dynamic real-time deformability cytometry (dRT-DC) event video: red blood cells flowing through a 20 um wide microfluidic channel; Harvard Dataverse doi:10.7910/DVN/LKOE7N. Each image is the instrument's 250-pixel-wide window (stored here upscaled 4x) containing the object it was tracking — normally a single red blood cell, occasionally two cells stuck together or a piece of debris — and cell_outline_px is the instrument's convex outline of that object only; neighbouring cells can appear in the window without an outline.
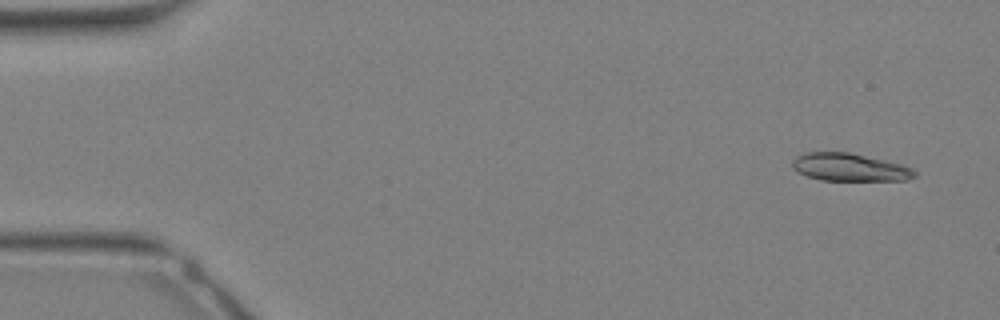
{"species": "Egyptian fruit bat (a non-hibernating species)", "species_latin": "Rousettus aegyptiacus", "temperature_condition": "warm", "stored_images_in_passage": 32, "camera_frame_rate_fps": 3000, "um_per_image_px": 0.085, "animal": {"sex": "female"}, "frame": {"image": 1, "passage_image": 1, "time_ms": 0.0, "image_size_px": [1000, 320], "cell_outline_px": [[916, 176], [908, 180], [820, 180], [808, 176], [792, 168], [792, 160], [796, 156], [804, 152], [848, 152], [884, 160], [900, 164], [912, 168], [916, 172]], "centroid_in_image_um": [72.2, 14.21], "position_along_channel_um": 12.8, "area_um2": 19.65}}
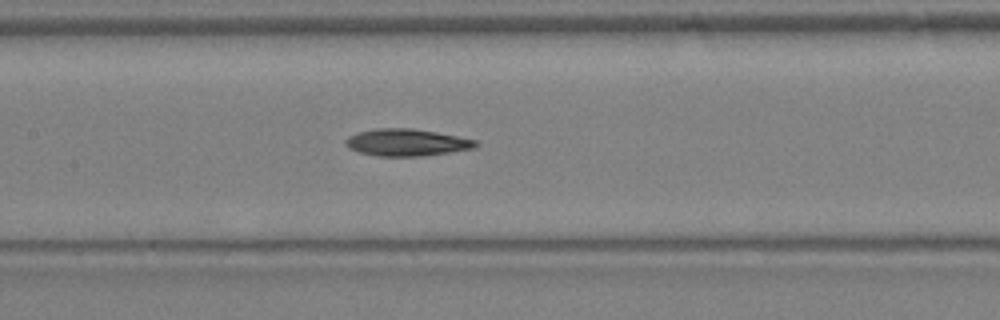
{"frame": {"image": 2, "passage_image": 15, "time_ms": 4.667, "image_size_px": [1000, 320], "cell_outline_px": [[480, 144], [476, 148], [420, 156], [376, 156], [360, 152], [348, 148], [344, 144], [344, 140], [348, 136], [356, 132], [376, 128], [412, 128], [436, 132], [476, 140]], "centroid_in_image_um": [34.53, 12.1], "position_along_channel_um": 172.9, "area_um2": 20.58}}
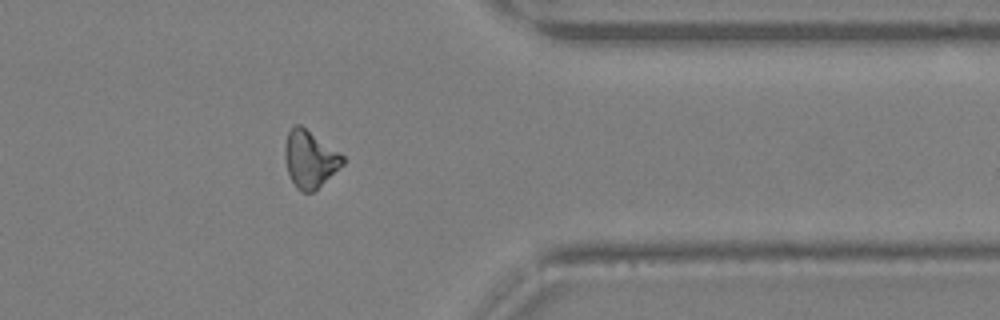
{"frame": {"image": 3, "passage_image": 26, "time_ms": 8.333, "image_size_px": [1000, 320], "cell_outline_px": [[344, 164], [312, 192], [300, 192], [296, 188], [288, 172], [284, 156], [284, 148], [288, 132], [296, 124], [300, 124], [340, 152], [344, 156]], "centroid_in_image_um": [26.33, 13.51], "position_along_channel_um": 385.1, "area_um2": 19.07}}